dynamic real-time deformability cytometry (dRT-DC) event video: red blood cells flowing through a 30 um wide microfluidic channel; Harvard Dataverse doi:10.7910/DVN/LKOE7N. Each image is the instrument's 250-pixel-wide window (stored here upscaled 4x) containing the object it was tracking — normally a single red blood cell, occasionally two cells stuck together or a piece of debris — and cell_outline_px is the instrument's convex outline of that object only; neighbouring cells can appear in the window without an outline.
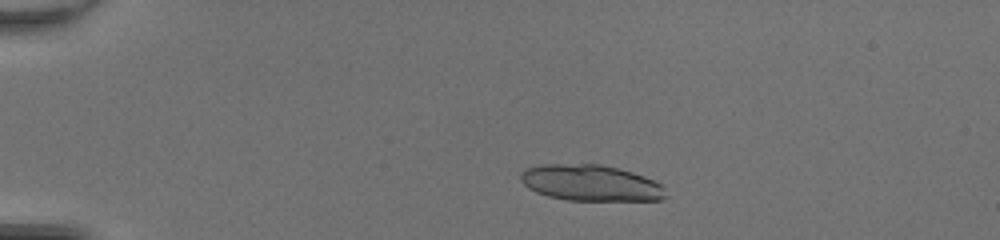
{"species": "common noctule bat (a hibernating species)", "species_latin": "Nyctalus noctula", "temperature_condition": "room temperature", "stored_images_in_passage": 46, "segment_of_instrument_passage": [1, 2], "camera_frame_rate_fps": 3000, "um_per_image_px": 0.085, "animal": {"sex": "female", "body_mass_g": 20.0, "forearm_length_mm": 54.0}, "frame": {"image": 1, "passage_image": 8, "time_ms": 2.333, "image_size_px": [1000, 240], "cell_outline_px": [[668, 196], [664, 200], [568, 200], [548, 196], [536, 192], [528, 188], [520, 180], [520, 172], [528, 168], [544, 164], [600, 164], [632, 172], [644, 176], [660, 184]], "centroid_in_image_um": [50.2, 15.55], "position_along_channel_um": 34.8, "area_um2": 30.4}}